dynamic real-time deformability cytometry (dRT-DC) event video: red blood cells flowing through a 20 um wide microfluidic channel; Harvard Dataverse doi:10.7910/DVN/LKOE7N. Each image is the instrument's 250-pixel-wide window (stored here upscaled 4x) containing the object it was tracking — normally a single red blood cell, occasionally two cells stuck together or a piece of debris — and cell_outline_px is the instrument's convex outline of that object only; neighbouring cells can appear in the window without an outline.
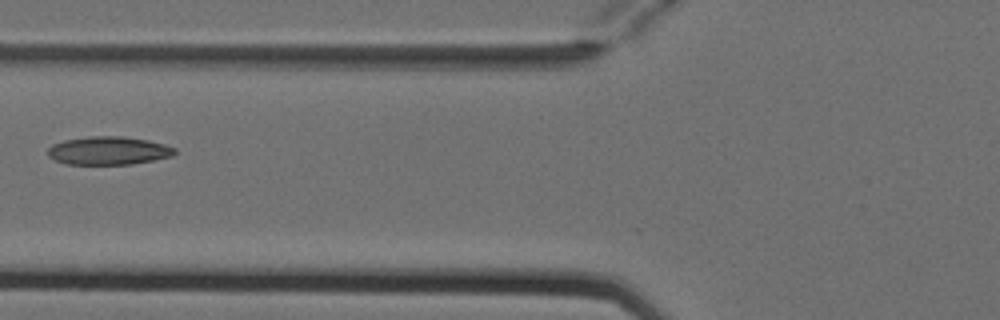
{"species": "Egyptian fruit bat (a non-hibernating species)", "species_latin": "Rousettus aegyptiacus", "temperature_condition": "cold", "stored_images_in_passage": 4, "camera_frame_rate_fps": 3000, "um_per_image_px": 0.085, "animal": {"sex": "female"}, "frame": {"image": 1, "passage_image": 3, "time_ms": 0.667, "image_size_px": [1000, 320], "cell_outline_px": [[176, 152], [172, 156], [132, 164], [64, 164], [48, 156], [48, 148], [52, 144], [64, 140], [88, 136], [124, 136], [148, 140], [164, 144], [176, 148]], "centroid_in_image_um": [9.21, 12.8], "position_along_channel_um": 116.6, "area_um2": 20.92}}
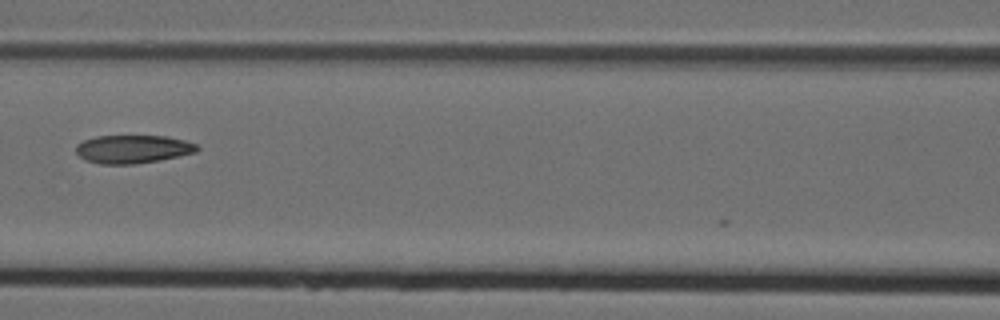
{"frame": {"image": 2, "passage_image": 4, "time_ms": 1.0, "image_size_px": [1000, 320], "cell_outline_px": [[200, 148], [196, 152], [160, 160], [136, 164], [100, 164], [84, 160], [76, 152], [76, 144], [84, 140], [96, 136], [168, 136], [184, 140], [196, 144]], "centroid_in_image_um": [11.28, 12.68], "position_along_channel_um": 155.3, "area_um2": 20.0}}